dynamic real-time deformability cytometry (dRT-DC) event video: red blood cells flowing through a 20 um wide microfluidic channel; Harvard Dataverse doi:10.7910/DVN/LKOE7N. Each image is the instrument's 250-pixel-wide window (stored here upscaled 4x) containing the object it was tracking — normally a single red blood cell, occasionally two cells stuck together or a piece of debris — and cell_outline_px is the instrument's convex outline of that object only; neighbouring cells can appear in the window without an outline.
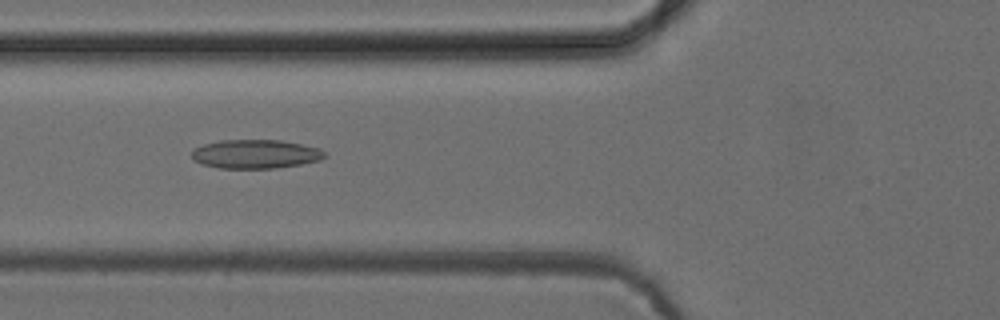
{"species": "common noctule bat (a hibernating species)", "species_latin": "Nyctalus noctula", "temperature_condition": "cold", "stored_images_in_passage": 53, "camera_frame_rate_fps": 3000, "um_per_image_px": 0.085, "animal": {"sex": "female", "body_mass_g": 24.6, "forearm_length_mm": 56.2}, "frame": {"image": 1, "passage_image": 20, "time_ms": 6.333, "image_size_px": [1000, 320], "cell_outline_px": [[324, 156], [320, 160], [300, 164], [276, 168], [220, 168], [200, 164], [192, 160], [192, 152], [196, 148], [204, 144], [220, 140], [280, 140], [320, 148], [324, 152]], "centroid_in_image_um": [21.68, 13.09], "position_along_channel_um": 104.1, "area_um2": 22.25}}
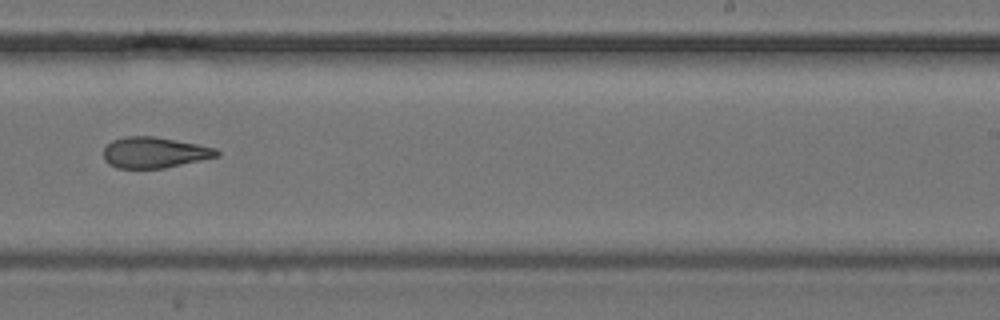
{"frame": {"image": 2, "passage_image": 33, "time_ms": 10.667, "image_size_px": [1000, 320], "cell_outline_px": [[220, 156], [164, 168], [116, 168], [108, 164], [104, 160], [104, 148], [112, 140], [124, 136], [152, 136], [196, 144], [216, 148], [220, 152]], "centroid_in_image_um": [13.11, 12.97], "position_along_channel_um": 275.9, "area_um2": 20.35}}
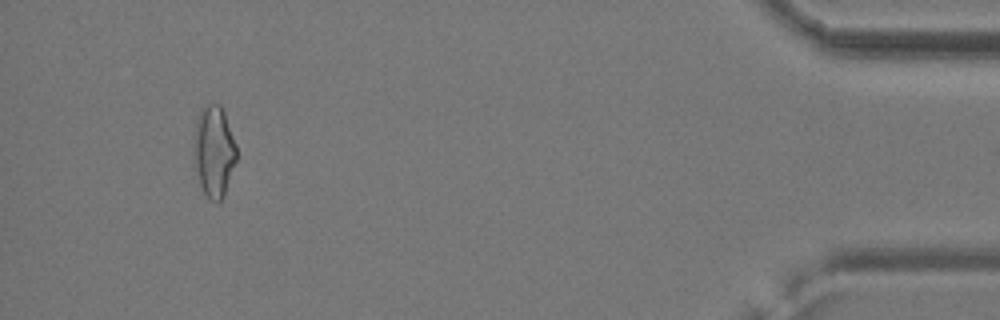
{"frame": {"image": 3, "passage_image": 49, "time_ms": 16.0, "image_size_px": [1000, 320], "cell_outline_px": [[236, 160], [224, 196], [220, 200], [212, 200], [204, 192], [200, 184], [192, 164], [192, 140], [196, 120], [200, 108], [208, 104], [220, 104], [224, 112], [236, 144]], "centroid_in_image_um": [18.13, 12.83], "position_along_channel_um": 417.1, "area_um2": 23.12}, "authors_computed_cell_mechanics": {"area_um2": 21.5016, "velocity_mm_per_s": 3.9611, "shape_relaxation_time_tau1_ms": null, "shape_relaxation_time_tau2_ms": 4.9098, "deformation_change_tau1": null, "deformation_change_tau2": 0.1381}}